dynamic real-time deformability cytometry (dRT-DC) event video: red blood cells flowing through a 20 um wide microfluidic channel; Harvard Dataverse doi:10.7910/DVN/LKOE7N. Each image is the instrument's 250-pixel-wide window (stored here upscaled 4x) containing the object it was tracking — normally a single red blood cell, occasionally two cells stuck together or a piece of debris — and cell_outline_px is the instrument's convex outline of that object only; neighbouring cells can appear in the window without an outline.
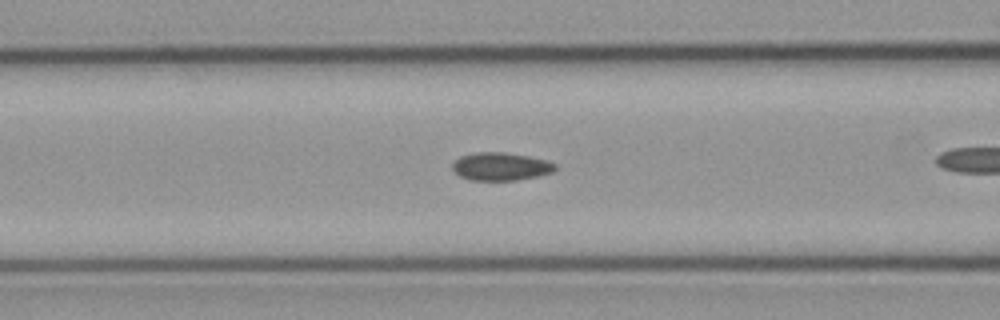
{"species": "common noctule bat (a hibernating species)", "species_latin": "Nyctalus noctula", "temperature_condition": "cold", "stored_images_in_passage": 15, "camera_frame_rate_fps": 3000, "um_per_image_px": 0.085, "animal": {"sex": "male", "body_mass_g": 23.1, "forearm_length_mm": 52.7}, "frame": {"image": 1, "passage_image": 13, "time_ms": 4.0, "image_size_px": [1000, 320], "cell_outline_px": [[556, 168], [552, 172], [536, 176], [516, 180], [472, 180], [460, 176], [452, 168], [452, 164], [460, 156], [476, 152], [504, 152], [528, 156], [544, 160], [556, 164]], "centroid_in_image_um": [42.54, 14.14], "position_along_channel_um": 124.1, "area_um2": 16.53}}